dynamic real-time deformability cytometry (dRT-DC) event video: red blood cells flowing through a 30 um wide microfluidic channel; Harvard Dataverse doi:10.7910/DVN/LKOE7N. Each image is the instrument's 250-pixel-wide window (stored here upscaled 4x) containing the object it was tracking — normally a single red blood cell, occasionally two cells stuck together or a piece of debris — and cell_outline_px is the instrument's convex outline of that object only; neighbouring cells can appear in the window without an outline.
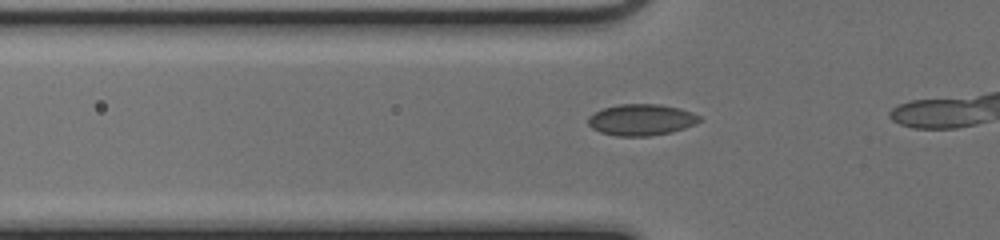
{"species": "common noctule bat (a hibernating species)", "species_latin": "Nyctalus noctula", "temperature_condition": "cold", "stored_images_in_passage": 10, "camera_frame_rate_fps": 3000, "um_per_image_px": 0.085, "animal": {"sex": "female", "body_mass_g": 17.0, "forearm_length_mm": 48.0}, "frame": {"image": 1, "passage_image": 5, "time_ms": 1.333, "image_size_px": [1000, 240], "cell_outline_px": [[700, 120], [684, 128], [672, 132], [648, 136], [616, 136], [600, 132], [592, 128], [588, 124], [588, 116], [604, 108], [620, 104], [660, 104], [680, 108], [692, 112], [700, 116]], "centroid_in_image_um": [54.49, 10.18], "position_along_channel_um": 71.3, "area_um2": 20.23}}
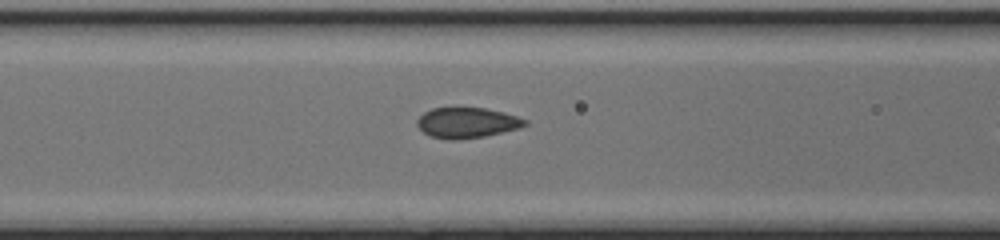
{"frame": {"image": 2, "passage_image": 9, "time_ms": 2.667, "image_size_px": [1000, 240], "cell_outline_px": [[528, 124], [516, 128], [484, 136], [452, 140], [432, 136], [424, 132], [416, 124], [416, 120], [424, 112], [432, 108], [484, 108], [504, 112], [528, 120]], "centroid_in_image_um": [39.67, 10.42], "position_along_channel_um": 126.9, "area_um2": 18.79}}